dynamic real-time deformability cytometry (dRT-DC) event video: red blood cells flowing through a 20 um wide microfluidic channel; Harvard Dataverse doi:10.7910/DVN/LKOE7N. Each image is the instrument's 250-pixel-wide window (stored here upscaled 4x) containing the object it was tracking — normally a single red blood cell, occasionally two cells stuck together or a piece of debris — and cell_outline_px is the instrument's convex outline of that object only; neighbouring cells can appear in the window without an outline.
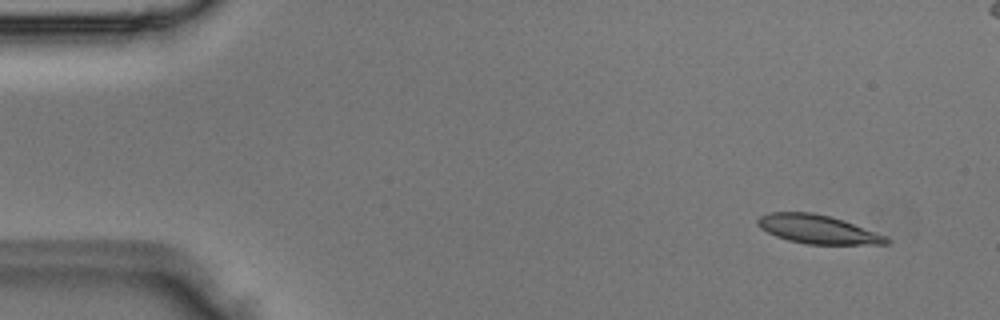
{"species": "Egyptian fruit bat (a non-hibernating species)", "species_latin": "Rousettus aegyptiacus", "temperature_condition": "room temperature", "stored_images_in_passage": 6, "camera_frame_rate_fps": 3000, "um_per_image_px": 0.085, "animal": {"sex": "male"}, "frame": {"image": 1, "passage_image": 1, "time_ms": 0.0, "image_size_px": [1000, 320], "cell_outline_px": [[892, 240], [888, 244], [808, 244], [788, 240], [776, 236], [760, 228], [756, 224], [756, 220], [760, 216], [768, 212], [812, 212], [828, 216], [888, 236]], "centroid_in_image_um": [69.48, 19.49], "position_along_channel_um": 15.5, "area_um2": 21.33}}
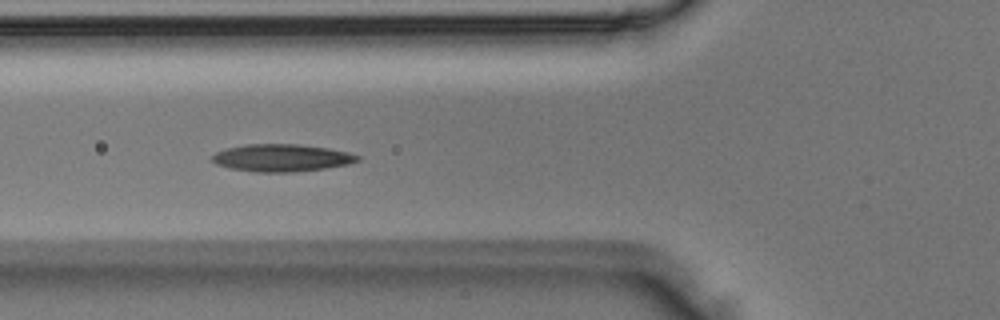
{"frame": {"image": 2, "passage_image": 4, "time_ms": 1.0, "image_size_px": [1000, 320], "cell_outline_px": [[360, 160], [348, 164], [324, 168], [296, 172], [256, 172], [232, 168], [216, 164], [212, 160], [212, 156], [216, 152], [228, 148], [244, 144], [296, 144], [328, 148], [348, 152], [360, 156]], "centroid_in_image_um": [23.95, 13.41], "position_along_channel_um": 101.8, "area_um2": 23.06}}
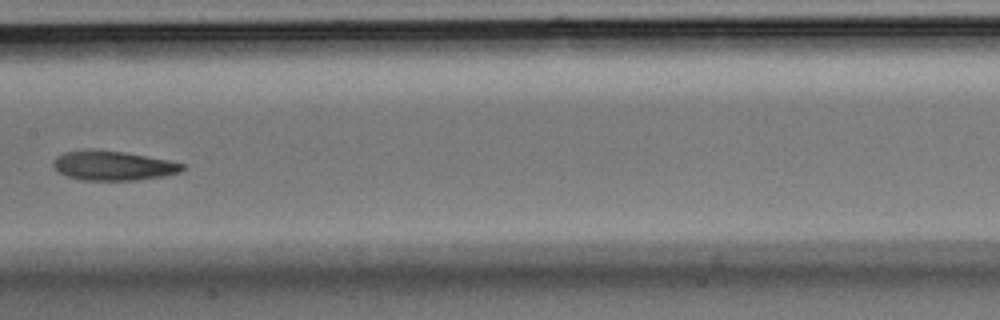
{"frame": {"image": 3, "passage_image": 6, "time_ms": 1.667, "image_size_px": [1000, 320], "cell_outline_px": [[184, 168], [180, 172], [164, 176], [136, 180], [84, 180], [68, 176], [60, 172], [52, 164], [52, 160], [56, 156], [64, 152], [124, 152], [168, 160], [184, 164]], "centroid_in_image_um": [9.66, 14.11], "position_along_channel_um": 197.7, "area_um2": 21.33}}